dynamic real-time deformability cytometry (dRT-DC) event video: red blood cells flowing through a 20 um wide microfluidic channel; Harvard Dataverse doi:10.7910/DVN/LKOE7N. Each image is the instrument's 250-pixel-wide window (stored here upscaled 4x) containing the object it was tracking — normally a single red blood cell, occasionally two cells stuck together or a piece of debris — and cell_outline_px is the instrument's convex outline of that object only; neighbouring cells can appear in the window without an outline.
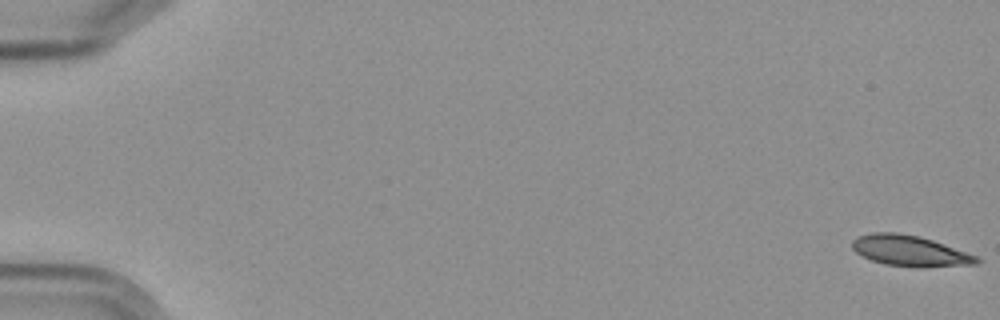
{"species": "Egyptian fruit bat (a non-hibernating species)", "species_latin": "Rousettus aegyptiacus", "temperature_condition": "cold", "stored_images_in_passage": 6, "segment_of_instrument_passage": [1, 2], "camera_frame_rate_fps": 3000, "um_per_image_px": 0.085, "frame": {"image": 1, "passage_image": 1, "time_ms": 0.0, "image_size_px": [1000, 320], "cell_outline_px": [[984, 260], [976, 264], [884, 264], [872, 260], [856, 252], [852, 248], [852, 240], [856, 236], [872, 232], [896, 232], [920, 236], [932, 240], [976, 256]], "centroid_in_image_um": [77.24, 21.24], "position_along_channel_um": 7.8, "area_um2": 21.04}}
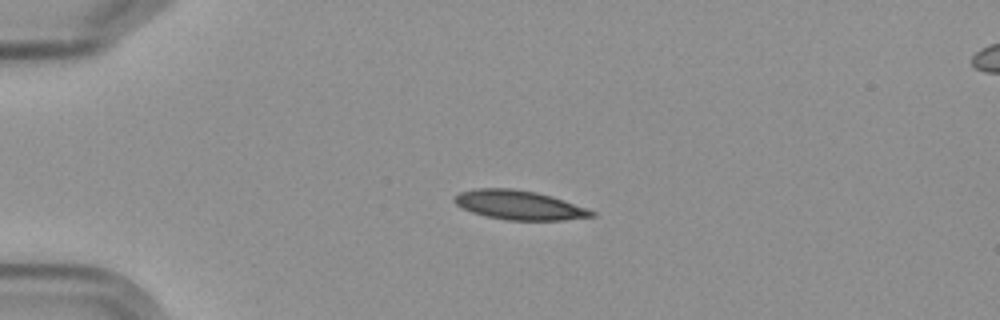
{"frame": {"image": 2, "passage_image": 4, "time_ms": 4.667, "image_size_px": [1000, 320], "cell_outline_px": [[596, 216], [564, 220], [508, 220], [488, 216], [472, 212], [456, 204], [452, 200], [452, 196], [460, 192], [472, 188], [512, 188], [536, 192], [552, 196], [588, 208], [596, 212]], "centroid_in_image_um": [44.13, 17.42], "position_along_channel_um": 40.9, "area_um2": 23.47}}